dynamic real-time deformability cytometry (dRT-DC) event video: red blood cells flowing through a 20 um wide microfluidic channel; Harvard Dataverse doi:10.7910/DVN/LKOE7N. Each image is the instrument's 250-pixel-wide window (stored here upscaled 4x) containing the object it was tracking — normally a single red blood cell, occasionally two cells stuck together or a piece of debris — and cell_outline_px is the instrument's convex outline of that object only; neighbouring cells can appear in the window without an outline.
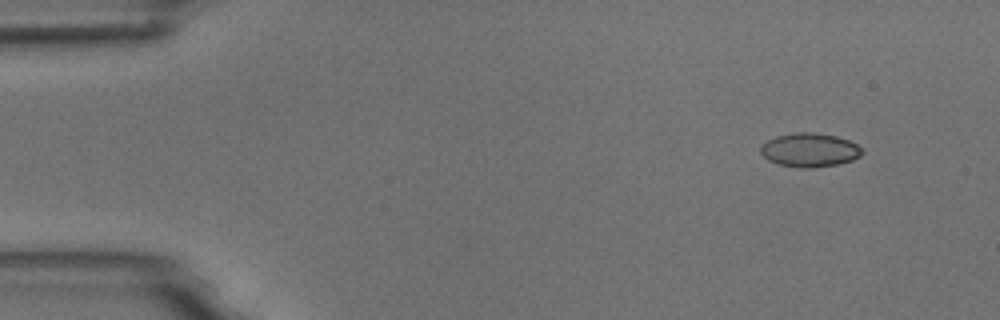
{"species": "common noctule bat (a hibernating species)", "species_latin": "Nyctalus noctula", "temperature_condition": "room temperature", "stored_images_in_passage": 4, "camera_frame_rate_fps": 3000, "um_per_image_px": 0.085, "animal": {"sex": "male", "body_mass_g": 18.8}, "frame": {"image": 1, "passage_image": 1, "time_ms": 0.0, "image_size_px": [1000, 320], "cell_outline_px": [[864, 152], [860, 156], [852, 160], [840, 164], [812, 168], [800, 168], [780, 164], [768, 160], [760, 152], [760, 144], [776, 136], [796, 132], [812, 132], [836, 136], [848, 140], [856, 144]], "centroid_in_image_um": [68.81, 12.75], "position_along_channel_um": 16.2, "area_um2": 20.06}}
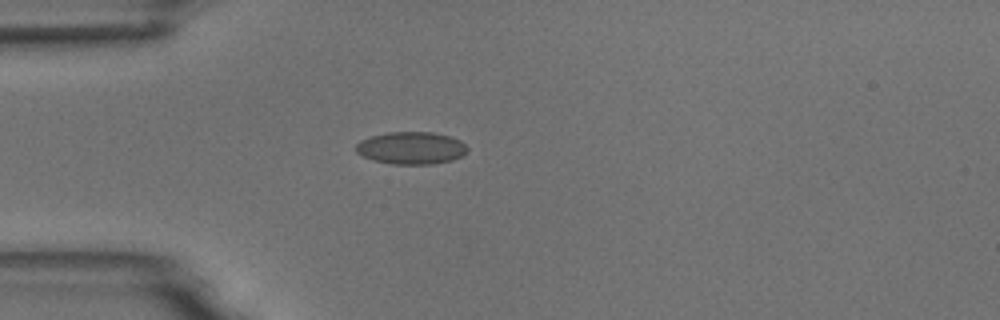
{"frame": {"image": 2, "passage_image": 4, "time_ms": 3.333, "image_size_px": [1000, 320], "cell_outline_px": [[468, 148], [460, 156], [452, 160], [432, 164], [392, 164], [372, 160], [356, 152], [356, 144], [360, 140], [372, 136], [388, 132], [432, 132], [452, 136], [460, 140]], "centroid_in_image_um": [34.94, 12.57], "position_along_channel_um": 50.1, "area_um2": 20.98}}